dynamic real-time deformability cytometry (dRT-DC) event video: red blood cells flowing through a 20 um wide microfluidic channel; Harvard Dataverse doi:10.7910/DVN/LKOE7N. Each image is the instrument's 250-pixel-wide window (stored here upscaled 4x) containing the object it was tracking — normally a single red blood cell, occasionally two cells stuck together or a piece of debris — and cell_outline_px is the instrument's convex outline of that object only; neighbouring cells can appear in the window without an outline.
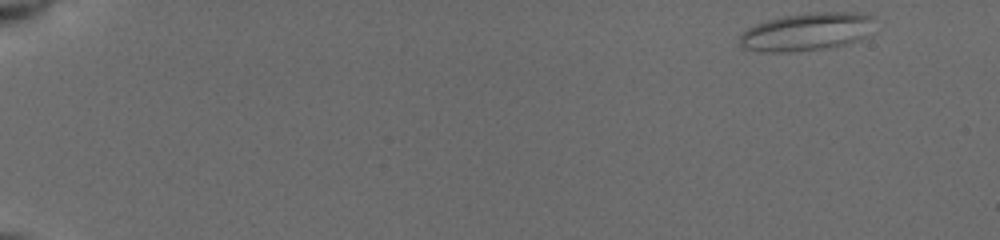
{"species": "common noctule bat (a hibernating species)", "species_latin": "Nyctalus noctula", "temperature_condition": "cold", "stored_images_in_passage": 29, "camera_frame_rate_fps": 3000, "um_per_image_px": 0.085, "animal": {"sex": "female", "body_mass_g": 19.5, "forearm_length_mm": 54.1}, "frame": {"image": 1, "passage_image": 1, "time_ms": 0.0, "image_size_px": [1000, 240], "cell_outline_px": [[872, 36], [860, 40], [828, 48], [792, 52], [760, 52], [740, 48], [740, 32], [756, 24], [768, 20], [784, 16], [812, 12], [860, 12], [872, 16]], "centroid_in_image_um": [68.58, 2.71], "position_along_channel_um": 16.4, "area_um2": 30.29}}
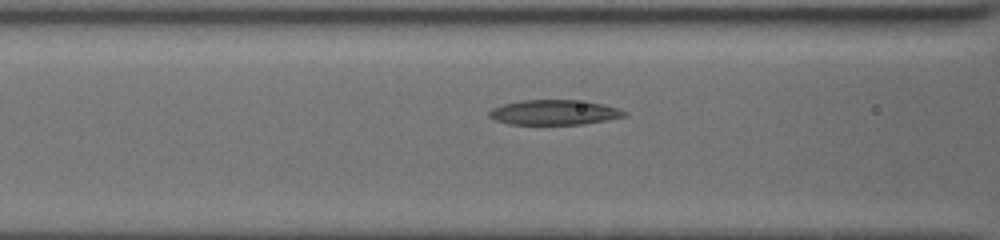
{"frame": {"image": 2, "passage_image": 23, "time_ms": 6.667, "image_size_px": [1000, 240], "cell_outline_px": [[628, 116], [608, 120], [584, 124], [508, 124], [496, 120], [488, 116], [488, 112], [492, 108], [504, 104], [520, 100], [576, 100], [604, 104], [628, 112]], "centroid_in_image_um": [47.13, 9.55], "position_along_channel_um": 119.5, "area_um2": 19.71}}
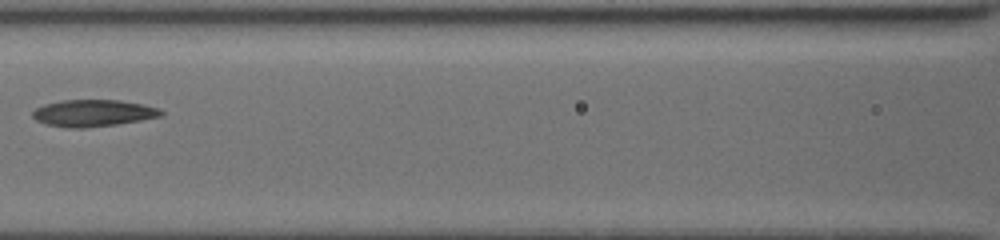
{"frame": {"image": 3, "passage_image": 25, "time_ms": 7.667, "image_size_px": [1000, 240], "cell_outline_px": [[164, 116], [116, 124], [84, 128], [68, 128], [44, 124], [36, 120], [32, 116], [32, 112], [36, 108], [44, 104], [60, 100], [120, 100], [144, 104], [160, 108], [164, 112]], "centroid_in_image_um": [7.93, 9.61], "position_along_channel_um": 158.7, "area_um2": 20.29}}